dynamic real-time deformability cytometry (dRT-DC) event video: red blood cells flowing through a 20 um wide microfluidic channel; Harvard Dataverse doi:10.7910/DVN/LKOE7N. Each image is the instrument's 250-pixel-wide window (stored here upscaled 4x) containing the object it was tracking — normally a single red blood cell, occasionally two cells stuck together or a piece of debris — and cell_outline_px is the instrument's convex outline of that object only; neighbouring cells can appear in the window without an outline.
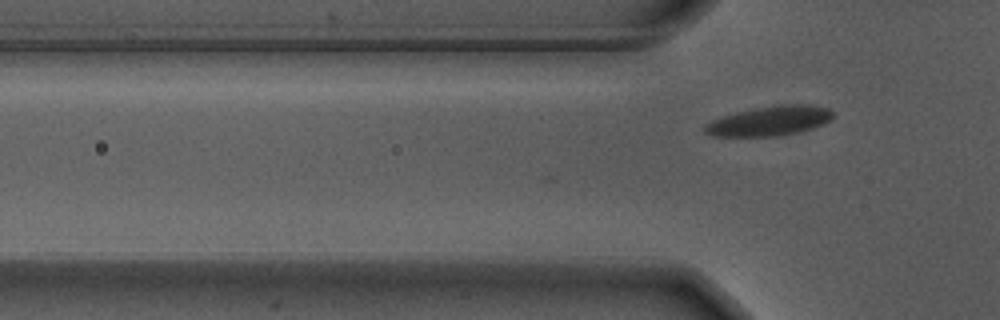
{"species": "Egyptian fruit bat (a non-hibernating species)", "species_latin": "Rousettus aegyptiacus", "temperature_condition": "warm", "stored_images_in_passage": 3, "camera_frame_rate_fps": 3000, "um_per_image_px": 0.085, "animal": {"sex": "male"}, "frame": {"image": 1, "passage_image": 3, "time_ms": 0.667, "image_size_px": [1000, 320], "cell_outline_px": [[836, 116], [832, 120], [824, 124], [812, 128], [796, 132], [776, 136], [712, 136], [704, 132], [704, 124], [712, 120], [736, 112], [756, 108], [780, 104], [800, 104], [828, 108], [836, 112]], "centroid_in_image_um": [65.45, 10.27], "position_along_channel_um": 60.3, "area_um2": 22.14}}